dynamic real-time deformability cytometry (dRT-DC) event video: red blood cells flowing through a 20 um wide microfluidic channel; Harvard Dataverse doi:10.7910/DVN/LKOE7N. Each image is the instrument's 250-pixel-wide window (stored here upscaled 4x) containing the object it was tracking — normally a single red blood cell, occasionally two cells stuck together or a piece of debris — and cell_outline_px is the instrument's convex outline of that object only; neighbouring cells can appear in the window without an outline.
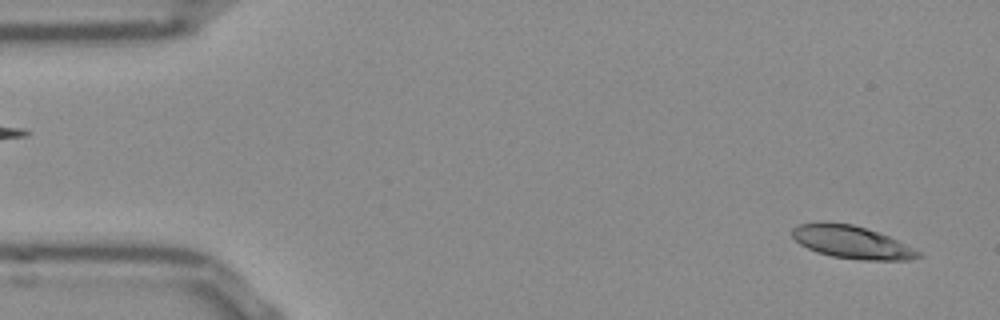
{"species": "Egyptian fruit bat (a non-hibernating species)", "species_latin": "Rousettus aegyptiacus", "temperature_condition": "room temperature", "stored_images_in_passage": 52, "camera_frame_rate_fps": 3000, "um_per_image_px": 0.085, "frame": {"image": 1, "passage_image": 2, "time_ms": 0.333, "image_size_px": [1000, 320], "cell_outline_px": [[924, 256], [908, 260], [860, 260], [832, 256], [816, 252], [800, 244], [792, 236], [792, 228], [800, 224], [852, 224], [888, 236], [920, 252]], "centroid_in_image_um": [72.42, 20.62], "position_along_channel_um": 12.6, "area_um2": 23.29}}
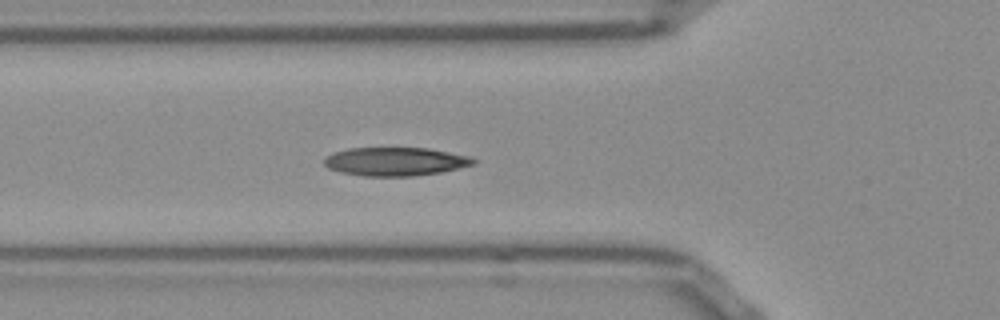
{"frame": {"image": 2, "passage_image": 17, "time_ms": 5.333, "image_size_px": [1000, 320], "cell_outline_px": [[476, 164], [440, 172], [412, 176], [364, 176], [340, 172], [328, 168], [324, 164], [324, 160], [332, 152], [348, 148], [428, 148], [472, 156], [476, 160]], "centroid_in_image_um": [33.62, 13.72], "position_along_channel_um": 92.2, "area_um2": 24.85}}
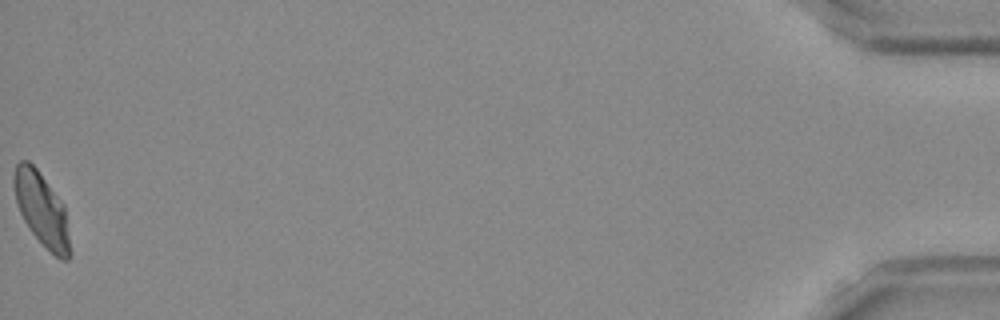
{"frame": {"image": 3, "passage_image": 52, "time_ms": 17.0, "image_size_px": [1000, 320], "cell_outline_px": [[72, 256], [68, 260], [60, 260], [28, 228], [16, 204], [12, 184], [12, 176], [16, 164], [20, 160], [28, 160], [36, 168], [64, 204], [72, 252]], "centroid_in_image_um": [3.54, 17.79], "position_along_channel_um": 431.7, "area_um2": 24.1}, "authors_computed_cell_mechanics": {"area_um2": 24.0159, "velocity_mm_per_s": 3.8049, "shape_relaxation_time_tau1_ms": 4.7227, "shape_relaxation_time_tau2_ms": 1.0906, "deformation_change_tau1": 0.1655, "deformation_change_tau2": 0.0537}}